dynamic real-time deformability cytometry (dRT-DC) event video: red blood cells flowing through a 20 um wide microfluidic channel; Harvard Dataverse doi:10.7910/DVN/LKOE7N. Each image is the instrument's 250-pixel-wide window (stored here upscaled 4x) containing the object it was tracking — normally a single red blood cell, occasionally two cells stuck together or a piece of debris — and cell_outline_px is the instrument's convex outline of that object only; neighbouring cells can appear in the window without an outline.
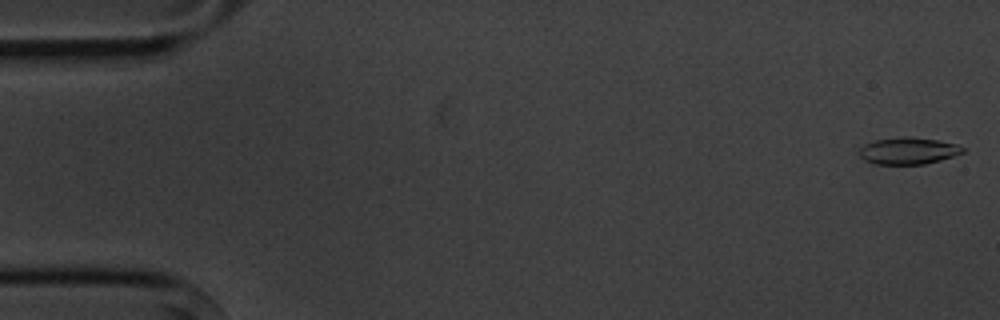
{"species": "common noctule bat (a hibernating species)", "species_latin": "Nyctalus noctula", "temperature_condition": "cold", "stored_images_in_passage": 6, "camera_frame_rate_fps": 3000, "um_per_image_px": 0.085, "animal": {"sex": "male", "body_mass_g": 20.1, "forearm_length_mm": 53.5}, "frame": {"image": 1, "passage_image": 6, "time_ms": 7.0, "image_size_px": [1000, 320], "cell_outline_px": [[964, 152], [940, 160], [924, 164], [876, 164], [864, 160], [860, 156], [860, 148], [864, 144], [876, 140], [900, 136], [908, 136], [936, 140], [956, 144], [964, 148]], "centroid_in_image_um": [77.18, 12.81], "position_along_channel_um": 7.8, "area_um2": 16.07}}